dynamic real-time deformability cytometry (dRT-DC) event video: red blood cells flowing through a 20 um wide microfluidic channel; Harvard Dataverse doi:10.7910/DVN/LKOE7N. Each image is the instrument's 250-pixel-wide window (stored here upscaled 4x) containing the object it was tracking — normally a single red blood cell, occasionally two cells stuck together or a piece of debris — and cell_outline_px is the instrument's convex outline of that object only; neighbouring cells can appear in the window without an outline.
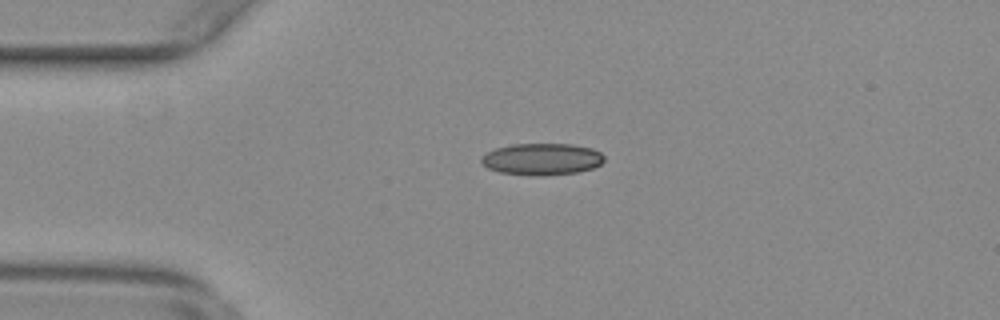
{"species": "common noctule bat (a hibernating species)", "species_latin": "Nyctalus noctula", "temperature_condition": "warm", "stored_images_in_passage": 18, "camera_frame_rate_fps": 3000, "um_per_image_px": 0.085, "animal": {"sex": "female", "body_mass_g": 29.2, "forearm_length_mm": 56.3}, "frame": {"image": 1, "passage_image": 12, "time_ms": 3.667, "image_size_px": [1000, 320], "cell_outline_px": [[604, 160], [600, 164], [592, 168], [576, 172], [544, 176], [532, 176], [500, 172], [488, 168], [480, 160], [488, 152], [496, 148], [512, 144], [572, 144], [592, 148], [600, 152], [604, 156]], "centroid_in_image_um": [46.08, 13.53], "position_along_channel_um": 38.9, "area_um2": 22.66}}